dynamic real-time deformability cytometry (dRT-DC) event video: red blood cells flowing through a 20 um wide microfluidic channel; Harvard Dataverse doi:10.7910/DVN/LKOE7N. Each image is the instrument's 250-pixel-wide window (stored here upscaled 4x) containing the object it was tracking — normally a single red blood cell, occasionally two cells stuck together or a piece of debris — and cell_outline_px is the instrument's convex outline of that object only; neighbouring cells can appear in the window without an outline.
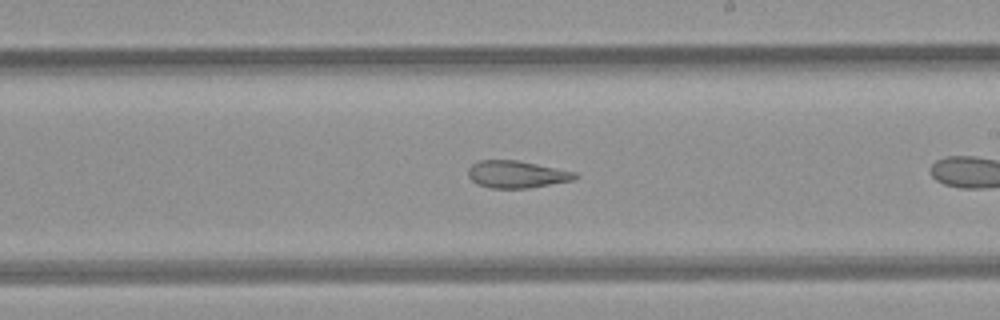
{"species": "common noctule bat (a hibernating species)", "species_latin": "Nyctalus noctula", "temperature_condition": "room temperature", "stored_images_in_passage": 25, "camera_frame_rate_fps": 3000, "um_per_image_px": 0.085, "animal": {"sex": "female", "body_mass_g": 21.9}, "frame": {"image": 1, "passage_image": 15, "time_ms": 4.667, "image_size_px": [1000, 320], "cell_outline_px": [[580, 176], [572, 180], [528, 188], [492, 188], [476, 184], [468, 176], [468, 168], [476, 160], [516, 160], [576, 172]], "centroid_in_image_um": [43.88, 14.81], "position_along_channel_um": 245.1, "area_um2": 16.88}}
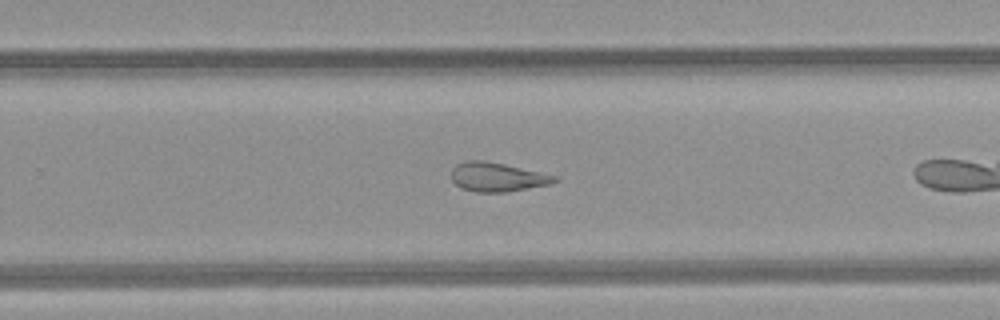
{"frame": {"image": 2, "passage_image": 18, "time_ms": 5.667, "image_size_px": [1000, 320], "cell_outline_px": [[560, 180], [552, 184], [504, 192], [476, 192], [460, 188], [452, 180], [452, 168], [456, 164], [464, 160], [484, 160], [504, 164], [560, 176]], "centroid_in_image_um": [42.3, 15.04], "position_along_channel_um": 287.5, "area_um2": 17.69}}